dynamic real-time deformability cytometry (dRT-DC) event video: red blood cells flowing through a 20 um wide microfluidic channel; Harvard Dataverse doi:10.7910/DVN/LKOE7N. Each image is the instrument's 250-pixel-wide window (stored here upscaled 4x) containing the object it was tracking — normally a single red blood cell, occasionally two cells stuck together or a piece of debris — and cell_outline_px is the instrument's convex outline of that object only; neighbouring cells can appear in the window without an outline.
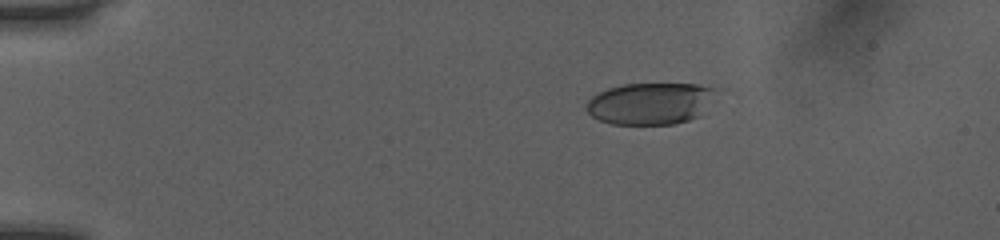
{"species": "human", "species_latin": "Homo sapiens", "temperature_condition": "room temperature", "stored_images_in_passage": 47, "camera_frame_rate_fps": 3000, "um_per_image_px": 0.085, "donor": {"sex": "female"}, "frame": {"image": 1, "passage_image": 5, "time_ms": 1.333, "image_size_px": [1000, 240], "cell_outline_px": [[716, 88], [700, 116], [688, 120], [672, 124], [612, 124], [600, 120], [592, 116], [588, 112], [584, 104], [592, 96], [608, 88], [624, 84], [696, 84]], "centroid_in_image_um": [55.22, 8.8], "position_along_channel_um": 29.8, "area_um2": 31.21}}
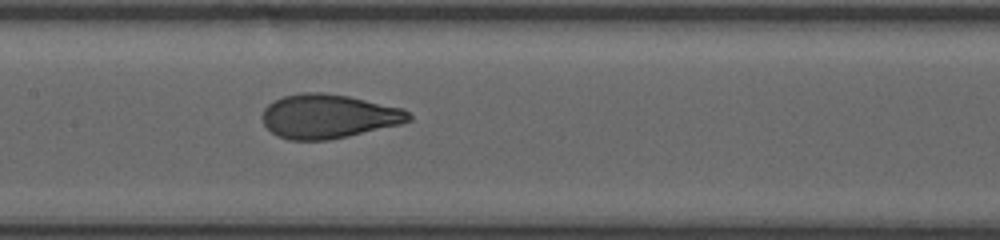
{"frame": {"image": 2, "passage_image": 22, "time_ms": 7.0, "image_size_px": [1000, 240], "cell_outline_px": [[412, 120], [400, 124], [328, 140], [288, 140], [272, 132], [264, 124], [260, 116], [264, 108], [268, 104], [284, 96], [300, 92], [324, 92], [348, 96], [404, 108], [412, 116]], "centroid_in_image_um": [27.91, 9.87], "position_along_channel_um": 179.5, "area_um2": 37.57}}
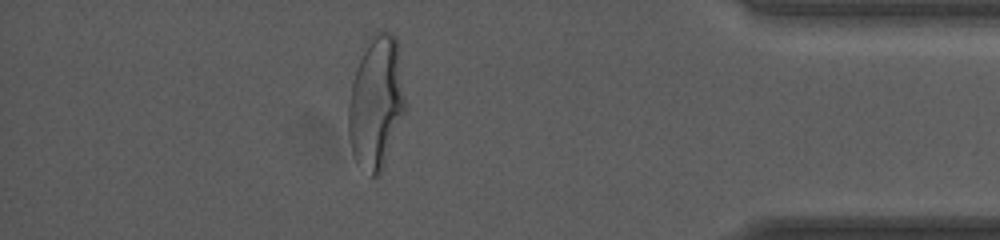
{"frame": {"image": 3, "passage_image": 41, "time_ms": 13.333, "image_size_px": [1000, 240], "cell_outline_px": [[408, 108], [384, 164], [380, 172], [376, 176], [372, 176], [356, 164], [352, 152], [348, 136], [348, 104], [352, 84], [368, 36], [380, 32], [392, 32], [396, 36]], "centroid_in_image_um": [32.0, 8.72], "position_along_channel_um": 403.2, "area_um2": 44.33}, "authors_computed_cell_mechanics": {"area_um2": 37.57, "velocity_mm_per_s": 4.057, "shape_relaxation_time_tau1_ms": 4.8301, "shape_relaxation_time_tau2_ms": null, "deformation_change_tau1": 0.2262, "deformation_change_tau2": null}}